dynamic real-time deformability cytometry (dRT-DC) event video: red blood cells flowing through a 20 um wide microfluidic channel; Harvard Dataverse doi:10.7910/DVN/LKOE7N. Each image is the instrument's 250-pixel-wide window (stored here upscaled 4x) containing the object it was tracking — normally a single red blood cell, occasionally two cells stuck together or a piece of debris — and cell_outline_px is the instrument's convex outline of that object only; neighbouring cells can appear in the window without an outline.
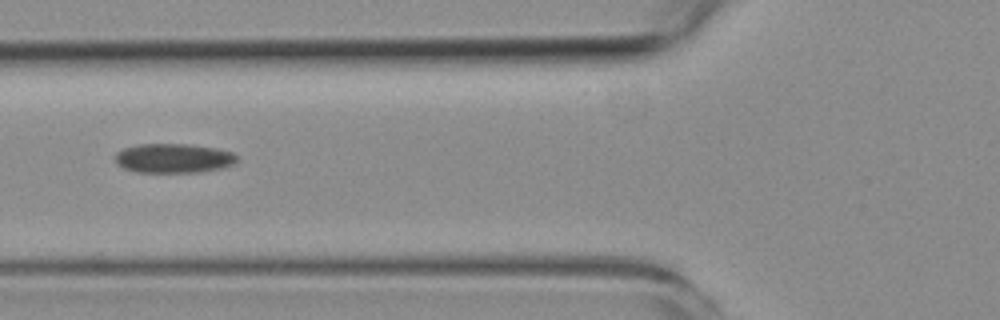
{"species": "common noctule bat (a hibernating species)", "species_latin": "Nyctalus noctula", "temperature_condition": "room temperature", "stored_images_in_passage": 5, "camera_frame_rate_fps": 3000, "um_per_image_px": 0.085, "animal": {"sex": "female", "body_mass_g": 19.3, "forearm_length_mm": 54.1}, "frame": {"image": 1, "passage_image": 5, "time_ms": 5.0, "image_size_px": [1000, 320], "cell_outline_px": [[236, 164], [224, 168], [200, 172], [136, 172], [124, 168], [116, 164], [116, 152], [124, 148], [136, 144], [188, 144], [216, 148], [232, 152], [236, 156]], "centroid_in_image_um": [14.76, 13.45], "position_along_channel_um": 111.0, "area_um2": 20.98}}